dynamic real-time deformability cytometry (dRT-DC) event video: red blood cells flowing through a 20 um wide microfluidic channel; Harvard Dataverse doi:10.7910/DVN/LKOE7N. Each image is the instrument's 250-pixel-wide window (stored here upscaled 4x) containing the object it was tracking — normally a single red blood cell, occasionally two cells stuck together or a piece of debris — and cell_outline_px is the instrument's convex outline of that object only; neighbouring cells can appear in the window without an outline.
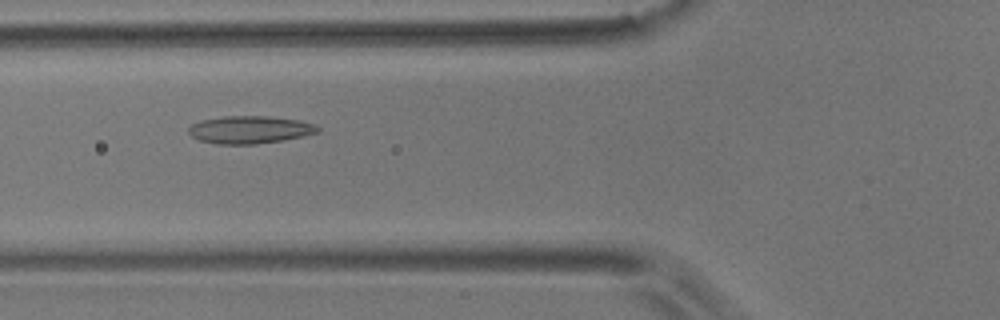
{"species": "common noctule bat (a hibernating species)", "species_latin": "Nyctalus noctula", "temperature_condition": "room temperature", "stored_images_in_passage": 4, "camera_frame_rate_fps": 3000, "um_per_image_px": 0.085, "animal": {"sex": "male", "body_mass_g": 17.9}, "frame": {"image": 1, "passage_image": 3, "time_ms": 3.333, "image_size_px": [1000, 320], "cell_outline_px": [[320, 132], [304, 136], [284, 140], [256, 144], [216, 144], [200, 140], [192, 136], [188, 132], [188, 128], [192, 124], [200, 120], [224, 116], [268, 116], [296, 120], [316, 124], [320, 128]], "centroid_in_image_um": [21.25, 11.02], "position_along_channel_um": 104.6, "area_um2": 20.87}}
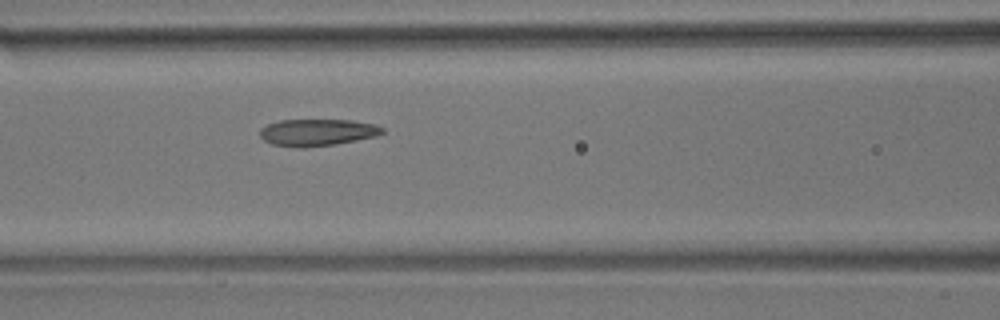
{"frame": {"image": 2, "passage_image": 4, "time_ms": 4.333, "image_size_px": [1000, 320], "cell_outline_px": [[384, 132], [376, 136], [356, 140], [332, 144], [304, 148], [300, 148], [272, 144], [264, 140], [260, 136], [260, 128], [268, 124], [280, 120], [352, 120], [376, 124], [384, 128]], "centroid_in_image_um": [26.97, 11.25], "position_along_channel_um": 139.6, "area_um2": 19.13}}